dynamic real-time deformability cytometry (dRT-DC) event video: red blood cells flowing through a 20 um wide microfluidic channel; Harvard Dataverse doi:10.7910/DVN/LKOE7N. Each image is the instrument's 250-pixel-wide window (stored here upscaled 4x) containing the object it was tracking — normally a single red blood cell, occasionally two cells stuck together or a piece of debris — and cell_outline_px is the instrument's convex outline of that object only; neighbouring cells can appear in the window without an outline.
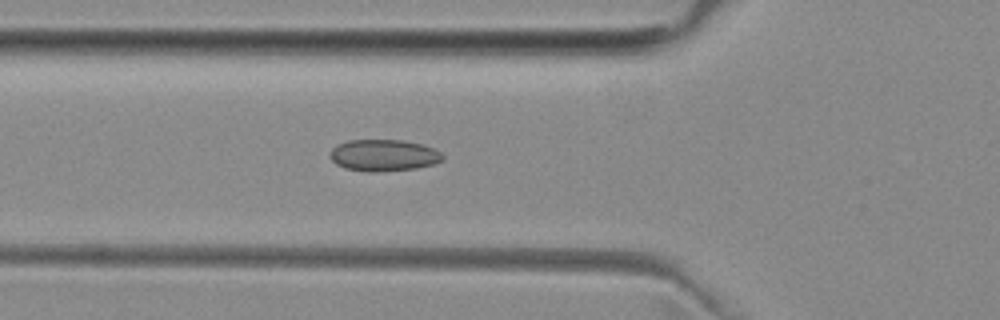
{"species": "common noctule bat (a hibernating species)", "species_latin": "Nyctalus noctula", "temperature_condition": "room temperature", "stored_images_in_passage": 37, "camera_frame_rate_fps": 3000, "um_per_image_px": 0.085, "animal": {"sex": "female", "body_mass_g": 29.2, "forearm_length_mm": 56.3}, "frame": {"image": 1, "passage_image": 9, "time_ms": 2.667, "image_size_px": [1000, 320], "cell_outline_px": [[444, 160], [436, 164], [416, 168], [376, 172], [368, 172], [344, 168], [336, 164], [328, 156], [328, 152], [336, 144], [348, 140], [404, 140], [420, 144], [432, 148], [440, 152], [444, 156]], "centroid_in_image_um": [32.58, 13.2], "position_along_channel_um": 93.2, "area_um2": 21.04}}
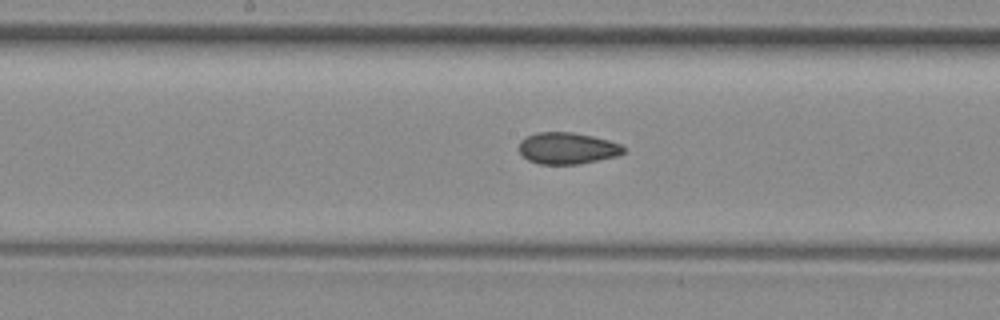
{"frame": {"image": 2, "passage_image": 17, "time_ms": 5.333, "image_size_px": [1000, 320], "cell_outline_px": [[624, 152], [616, 156], [580, 164], [540, 164], [528, 160], [520, 152], [520, 140], [528, 136], [540, 132], [572, 132], [592, 136], [608, 140], [620, 144], [624, 148]], "centroid_in_image_um": [48.22, 12.6], "position_along_channel_um": 200.0, "area_um2": 19.02}}
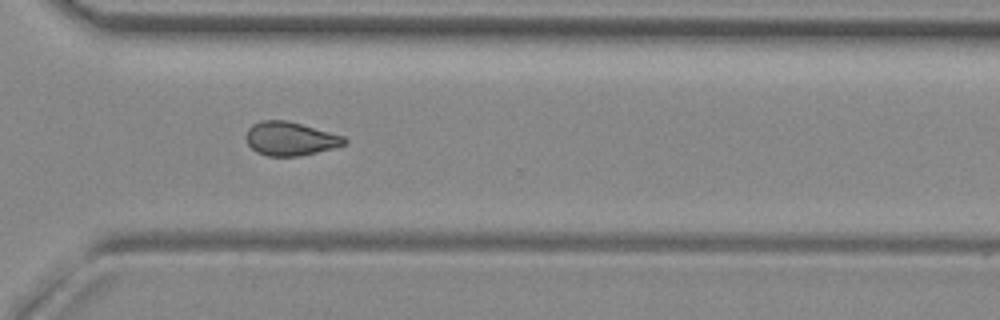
{"frame": {"image": 3, "passage_image": 28, "time_ms": 9.0, "image_size_px": [1000, 320], "cell_outline_px": [[348, 144], [300, 156], [268, 156], [256, 152], [248, 144], [244, 136], [248, 128], [252, 124], [264, 120], [288, 120], [344, 136], [348, 140]], "centroid_in_image_um": [24.66, 11.78], "position_along_channel_um": 345.9, "area_um2": 19.42}, "authors_computed_cell_mechanics": {"area_um2": 20.3456, "velocity_mm_per_s": 3.9835, "shape_relaxation_time_tau1_ms": null, "shape_relaxation_time_tau2_ms": 3.5387, "deformation_change_tau1": null, "deformation_change_tau2": 0.0829}}